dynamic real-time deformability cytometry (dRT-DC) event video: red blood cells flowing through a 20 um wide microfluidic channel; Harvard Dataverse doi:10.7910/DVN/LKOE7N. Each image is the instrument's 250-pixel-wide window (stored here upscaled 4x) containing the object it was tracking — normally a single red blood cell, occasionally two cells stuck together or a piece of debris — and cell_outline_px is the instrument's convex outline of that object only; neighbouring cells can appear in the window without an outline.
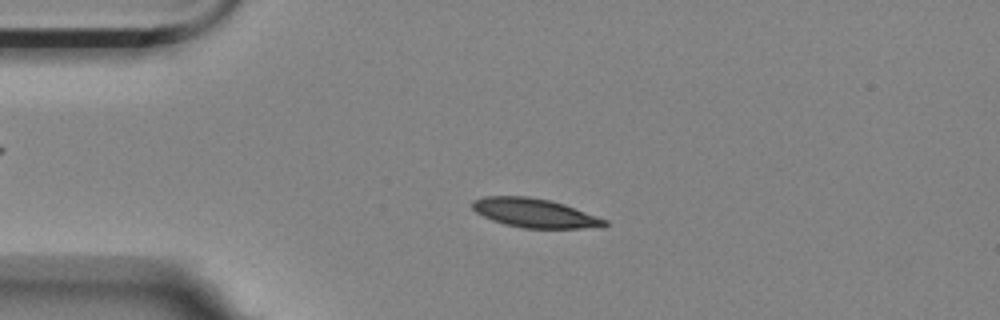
{"species": "Egyptian fruit bat (a non-hibernating species)", "species_latin": "Rousettus aegyptiacus", "temperature_condition": "room temperature", "stored_images_in_passage": 55, "camera_frame_rate_fps": 3000, "um_per_image_px": 0.085, "animal": {"sex": "female"}, "frame": {"image": 1, "passage_image": 12, "time_ms": 3.667, "image_size_px": [1000, 320], "cell_outline_px": [[608, 224], [604, 228], [524, 228], [504, 224], [492, 220], [476, 212], [472, 208], [472, 200], [484, 196], [528, 196], [552, 200], [564, 204], [608, 220]], "centroid_in_image_um": [45.48, 18.11], "position_along_channel_um": 39.5, "area_um2": 22.54}}
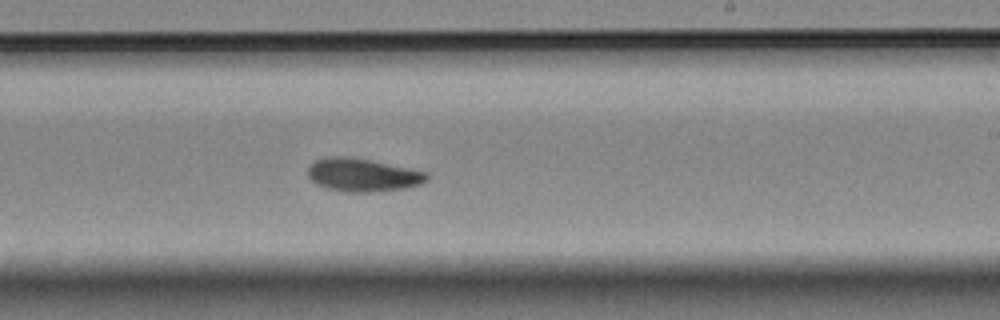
{"frame": {"image": 2, "passage_image": 33, "time_ms": 10.667, "image_size_px": [1000, 320], "cell_outline_px": [[428, 180], [420, 184], [404, 188], [372, 192], [352, 192], [328, 188], [316, 184], [308, 176], [308, 168], [316, 160], [324, 156], [348, 156], [428, 172]], "centroid_in_image_um": [30.82, 14.86], "position_along_channel_um": 258.2, "area_um2": 22.72}}
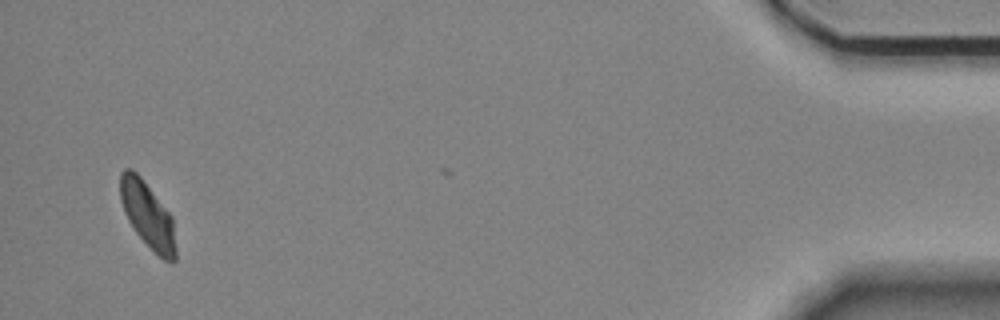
{"frame": {"image": 3, "passage_image": 54, "time_ms": 17.667, "image_size_px": [1000, 320], "cell_outline_px": [[176, 260], [164, 260], [136, 232], [128, 220], [124, 212], [120, 200], [120, 172], [124, 168], [132, 168], [140, 176], [172, 216], [176, 248]], "centroid_in_image_um": [12.53, 18.22], "position_along_channel_um": 422.7, "area_um2": 20.98}, "authors_computed_cell_mechanics": {"area_um2": 22.1374, "velocity_mm_per_s": 3.5032, "shape_relaxation_time_tau1_ms": 4.4479, "shape_relaxation_time_tau2_ms": 5.6533, "deformation_change_tau1": 0.129, "deformation_change_tau2": 0.0845}}